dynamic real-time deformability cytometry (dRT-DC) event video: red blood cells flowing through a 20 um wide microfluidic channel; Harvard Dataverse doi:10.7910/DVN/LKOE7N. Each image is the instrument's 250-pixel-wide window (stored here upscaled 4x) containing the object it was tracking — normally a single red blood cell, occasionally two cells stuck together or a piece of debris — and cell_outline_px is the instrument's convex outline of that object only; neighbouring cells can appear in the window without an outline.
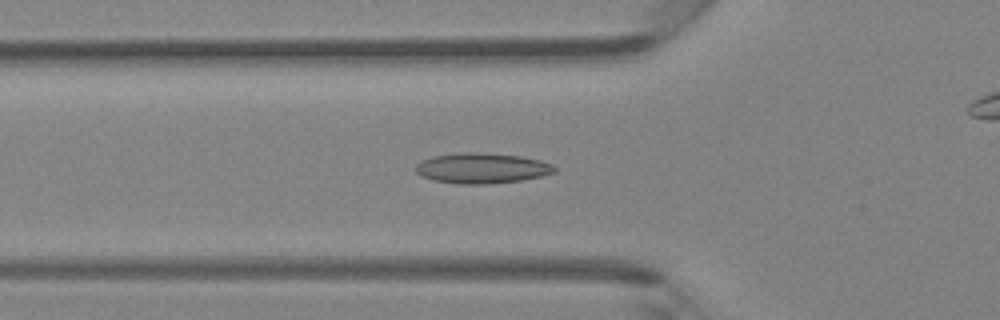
{"species": "Egyptian fruit bat (a non-hibernating species)", "species_latin": "Rousettus aegyptiacus", "temperature_condition": "room temperature", "stored_images_in_passage": 33, "camera_frame_rate_fps": 3000, "um_per_image_px": 0.085, "animal": {"sex": "female"}, "frame": {"image": 1, "passage_image": 2, "time_ms": 0.333, "image_size_px": [1000, 320], "cell_outline_px": [[556, 172], [540, 176], [520, 180], [488, 184], [460, 184], [432, 180], [420, 176], [416, 172], [416, 164], [432, 156], [464, 152], [476, 152], [520, 156], [540, 160], [552, 164], [556, 168]], "centroid_in_image_um": [40.94, 14.3], "position_along_channel_um": 84.9, "area_um2": 24.51}}
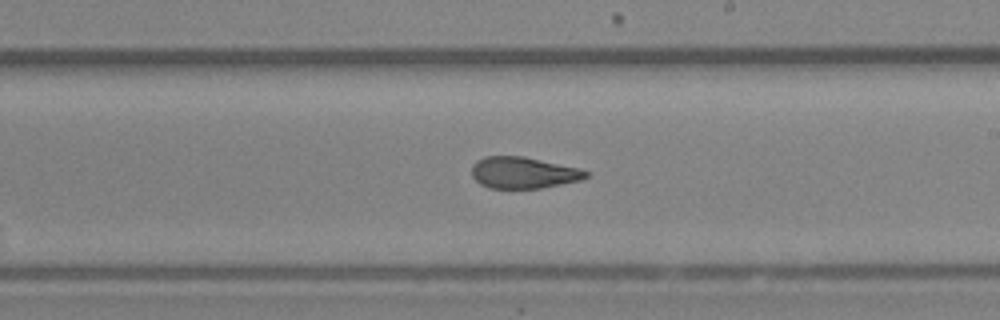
{"frame": {"image": 2, "passage_image": 13, "time_ms": 4.0, "image_size_px": [1000, 320], "cell_outline_px": [[588, 176], [580, 180], [540, 188], [488, 188], [480, 184], [472, 176], [472, 164], [476, 160], [484, 156], [524, 156], [580, 168], [588, 172]], "centroid_in_image_um": [44.45, 14.67], "position_along_channel_um": 244.5, "area_um2": 20.98}}
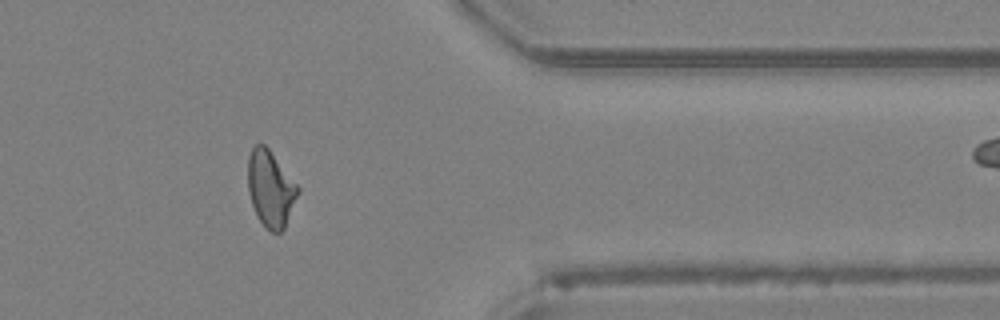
{"frame": {"image": 3, "passage_image": 24, "time_ms": 7.667, "image_size_px": [1000, 320], "cell_outline_px": [[300, 192], [284, 228], [280, 232], [272, 232], [264, 228], [252, 204], [248, 192], [248, 156], [252, 148], [256, 144], [264, 144], [268, 148], [300, 188]], "centroid_in_image_um": [23.0, 16.05], "position_along_channel_um": 388.4, "area_um2": 22.08}, "authors_computed_cell_mechanics": {"area_um2": 21.8484, "velocity_mm_per_s": 4.3648, "shape_relaxation_time_tau1_ms": null, "shape_relaxation_time_tau2_ms": 1.7915, "deformation_change_tau1": null, "deformation_change_tau2": 0.0863}}